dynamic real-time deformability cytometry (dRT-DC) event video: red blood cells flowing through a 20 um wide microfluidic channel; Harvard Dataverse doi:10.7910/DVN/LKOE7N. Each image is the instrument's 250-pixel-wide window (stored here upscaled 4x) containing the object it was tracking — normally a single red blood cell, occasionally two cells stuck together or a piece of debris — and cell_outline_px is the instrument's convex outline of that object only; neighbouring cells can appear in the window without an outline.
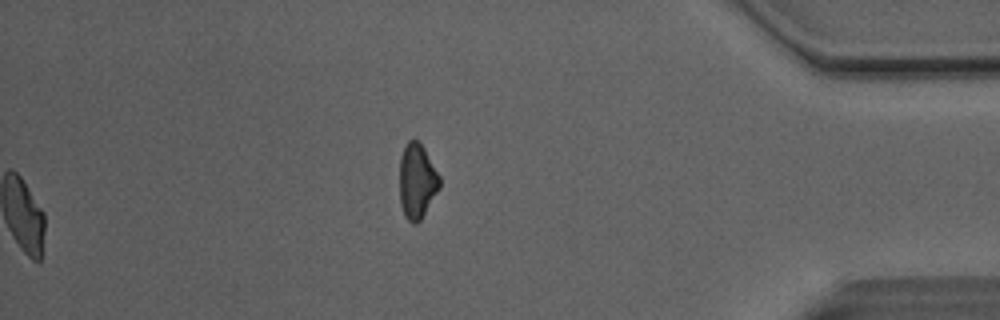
{"species": "Egyptian fruit bat (a non-hibernating species)", "species_latin": "Rousettus aegyptiacus", "temperature_condition": "room temperature", "stored_images_in_passage": 51, "segment_of_instrument_passage": [2, 2], "camera_frame_rate_fps": 3000, "um_per_image_px": 0.085, "animal": {"sex": "male"}, "frame": {"image": 1, "passage_image": 51, "time_ms": 16.667, "image_size_px": [1000, 320], "cell_outline_px": [[440, 188], [420, 220], [416, 224], [412, 224], [404, 216], [400, 204], [400, 156], [408, 140], [416, 140], [424, 148], [440, 176]], "centroid_in_image_um": [35.44, 15.42], "position_along_channel_um": 399.8, "area_um2": 17.46}}